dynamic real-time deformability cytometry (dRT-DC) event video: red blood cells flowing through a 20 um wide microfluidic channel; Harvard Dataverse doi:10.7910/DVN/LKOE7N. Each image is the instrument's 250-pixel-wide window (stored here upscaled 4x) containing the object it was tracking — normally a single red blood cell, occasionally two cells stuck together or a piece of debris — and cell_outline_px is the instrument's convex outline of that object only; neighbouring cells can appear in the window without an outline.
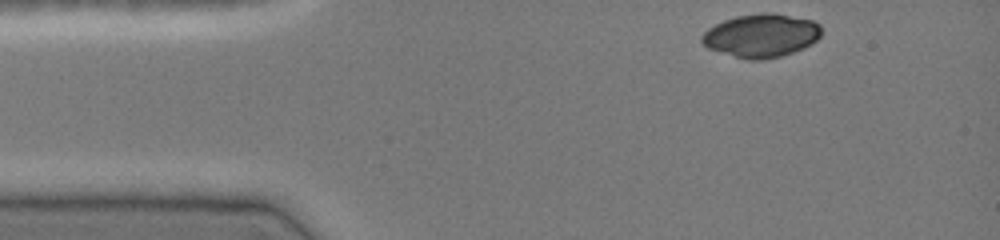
{"species": "common noctule bat (a hibernating species)", "species_latin": "Nyctalus noctula", "temperature_condition": "cold", "stored_images_in_passage": 5, "camera_frame_rate_fps": 3000, "um_per_image_px": 0.085, "animal": {"sex": "female", "body_mass_g": 19.0, "forearm_length_mm": 51.5}, "frame": {"image": 1, "passage_image": 1, "time_ms": 0.0, "image_size_px": [1000, 240], "cell_outline_px": [[820, 36], [812, 44], [804, 48], [780, 56], [760, 60], [748, 60], [708, 48], [700, 40], [700, 36], [708, 28], [724, 20], [736, 16], [764, 12], [772, 12], [812, 20], [820, 24]], "centroid_in_image_um": [64.7, 3.01], "position_along_channel_um": 20.3, "area_um2": 30.11}}